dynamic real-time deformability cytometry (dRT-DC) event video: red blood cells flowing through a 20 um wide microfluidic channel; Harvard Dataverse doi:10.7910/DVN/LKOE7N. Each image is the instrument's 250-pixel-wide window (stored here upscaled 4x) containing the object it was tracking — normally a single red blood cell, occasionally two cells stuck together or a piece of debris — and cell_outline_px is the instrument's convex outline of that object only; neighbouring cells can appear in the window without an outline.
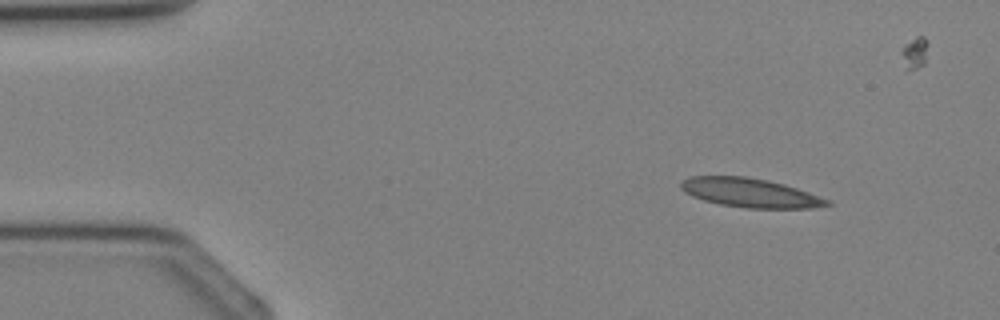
{"species": "Egyptian fruit bat (a non-hibernating species)", "species_latin": "Rousettus aegyptiacus", "temperature_condition": "cold", "stored_images_in_passage": 3, "camera_frame_rate_fps": 3000, "um_per_image_px": 0.085, "animal": {"sex": "female"}, "frame": {"image": 1, "passage_image": 1, "time_ms": 0.0, "image_size_px": [1000, 320], "cell_outline_px": [[832, 204], [812, 208], [744, 208], [720, 204], [704, 200], [692, 196], [684, 192], [680, 188], [680, 180], [692, 176], [744, 176], [768, 180], [784, 184], [832, 200]], "centroid_in_image_um": [63.75, 16.38], "position_along_channel_um": 21.2, "area_um2": 24.85}}